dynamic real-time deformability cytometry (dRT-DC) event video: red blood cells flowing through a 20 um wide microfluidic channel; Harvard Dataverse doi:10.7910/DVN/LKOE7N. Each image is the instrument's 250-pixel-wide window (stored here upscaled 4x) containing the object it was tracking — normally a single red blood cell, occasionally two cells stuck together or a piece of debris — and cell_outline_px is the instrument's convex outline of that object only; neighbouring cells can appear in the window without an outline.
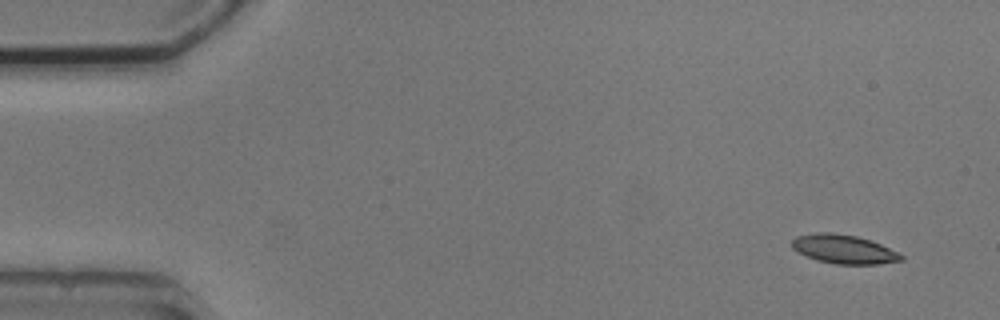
{"species": "common noctule bat (a hibernating species)", "species_latin": "Nyctalus noctula", "temperature_condition": "cold", "stored_images_in_passage": 7, "camera_frame_rate_fps": 3000, "um_per_image_px": 0.085, "animal": {"sex": "male", "body_mass_g": 20.5, "forearm_length_mm": 52.5}, "frame": {"image": 1, "passage_image": 1, "time_ms": 0.0, "image_size_px": [1000, 320], "cell_outline_px": [[904, 260], [880, 264], [836, 264], [816, 260], [792, 248], [792, 240], [796, 236], [816, 232], [832, 232], [856, 236], [872, 240], [904, 256]], "centroid_in_image_um": [71.73, 21.17], "position_along_channel_um": 13.3, "area_um2": 18.32}}
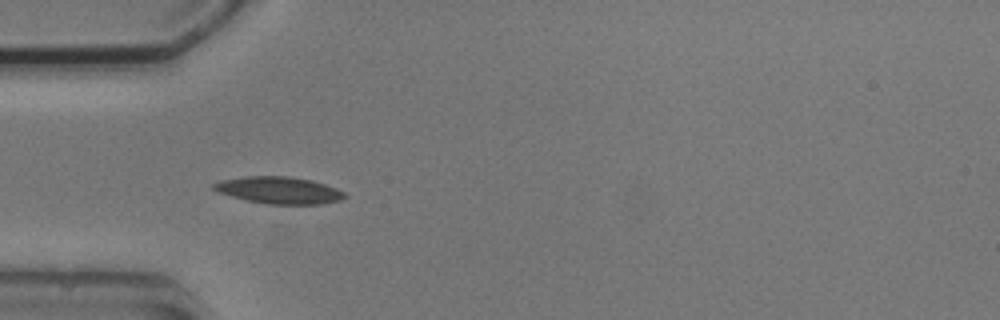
{"frame": {"image": 2, "passage_image": 5, "time_ms": 4.333, "image_size_px": [1000, 320], "cell_outline_px": [[348, 196], [340, 200], [320, 204], [268, 204], [248, 200], [232, 196], [220, 192], [212, 188], [212, 184], [220, 180], [244, 176], [288, 176], [312, 180], [336, 188], [344, 192]], "centroid_in_image_um": [23.73, 16.16], "position_along_channel_um": 61.3, "area_um2": 20.46}}